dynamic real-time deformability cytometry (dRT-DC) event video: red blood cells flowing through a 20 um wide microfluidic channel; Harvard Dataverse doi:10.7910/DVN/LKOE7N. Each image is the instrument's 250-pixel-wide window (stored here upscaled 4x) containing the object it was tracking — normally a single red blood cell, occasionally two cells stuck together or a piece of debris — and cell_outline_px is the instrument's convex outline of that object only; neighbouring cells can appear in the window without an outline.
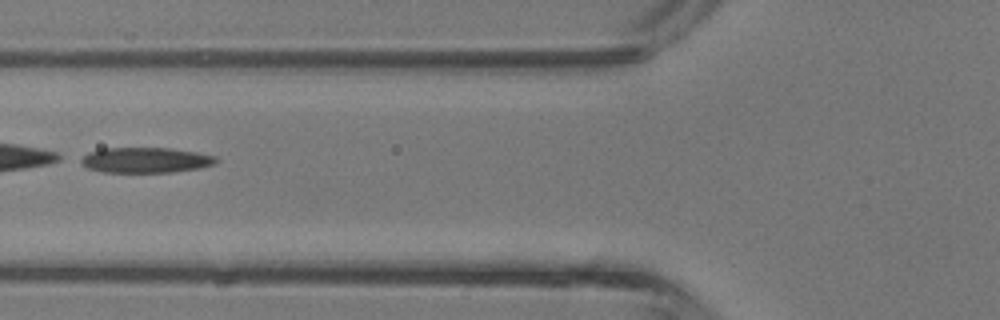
{"species": "common noctule bat (a hibernating species)", "species_latin": "Nyctalus noctula", "temperature_condition": "room temperature", "stored_images_in_passage": 31, "camera_frame_rate_fps": 3000, "um_per_image_px": 0.085, "animal": {"sex": "male", "body_mass_g": 13.3}, "frame": {"image": 1, "passage_image": 6, "time_ms": 1.667, "image_size_px": [1000, 320], "cell_outline_px": [[216, 164], [200, 168], [172, 172], [104, 172], [88, 168], [80, 164], [76, 160], [88, 152], [100, 148], [168, 148], [196, 152], [216, 156]], "centroid_in_image_um": [12.31, 13.6], "position_along_channel_um": 113.5, "area_um2": 20.17}}
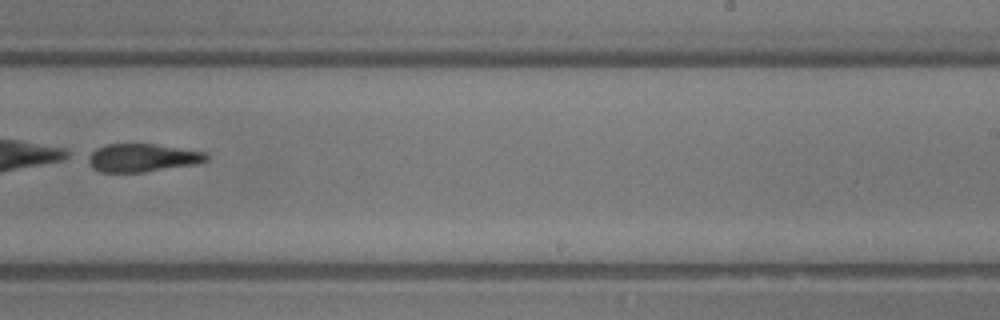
{"frame": {"image": 2, "passage_image": 16, "time_ms": 5.0, "image_size_px": [1000, 320], "cell_outline_px": [[208, 160], [196, 164], [144, 172], [100, 172], [92, 168], [88, 164], [84, 156], [96, 148], [104, 144], [152, 144], [204, 152], [208, 156]], "centroid_in_image_um": [12.0, 13.42], "position_along_channel_um": 277.0, "area_um2": 19.48}}